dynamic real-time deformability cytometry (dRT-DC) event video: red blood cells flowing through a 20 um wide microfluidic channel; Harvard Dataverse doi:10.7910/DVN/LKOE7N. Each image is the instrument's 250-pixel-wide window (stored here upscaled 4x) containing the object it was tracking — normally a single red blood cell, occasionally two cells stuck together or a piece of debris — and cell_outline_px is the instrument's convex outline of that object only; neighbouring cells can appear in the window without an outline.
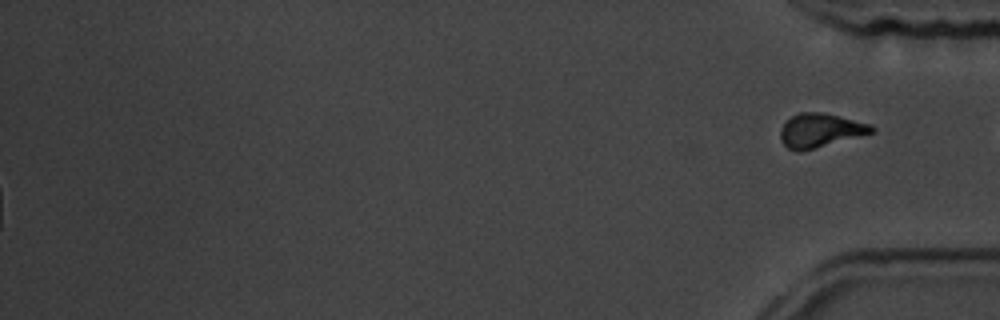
{"species": "common noctule bat (a hibernating species)", "species_latin": "Nyctalus noctula", "temperature_condition": "room temperature", "stored_images_in_passage": 16, "segment_of_instrument_passage": [2, 2], "camera_frame_rate_fps": 3000, "um_per_image_px": 0.085, "animal": {"sex": "male", "body_mass_g": 19.5, "forearm_length_mm": 54.6}, "frame": {"image": 1, "passage_image": 16, "time_ms": 18.667, "image_size_px": [1000, 320], "cell_outline_px": [[876, 132], [800, 152], [796, 152], [788, 148], [780, 140], [780, 128], [792, 116], [800, 112], [824, 112], [872, 124], [876, 128]], "centroid_in_image_um": [69.75, 11.08], "position_along_channel_um": 365.5, "area_um2": 18.21}}